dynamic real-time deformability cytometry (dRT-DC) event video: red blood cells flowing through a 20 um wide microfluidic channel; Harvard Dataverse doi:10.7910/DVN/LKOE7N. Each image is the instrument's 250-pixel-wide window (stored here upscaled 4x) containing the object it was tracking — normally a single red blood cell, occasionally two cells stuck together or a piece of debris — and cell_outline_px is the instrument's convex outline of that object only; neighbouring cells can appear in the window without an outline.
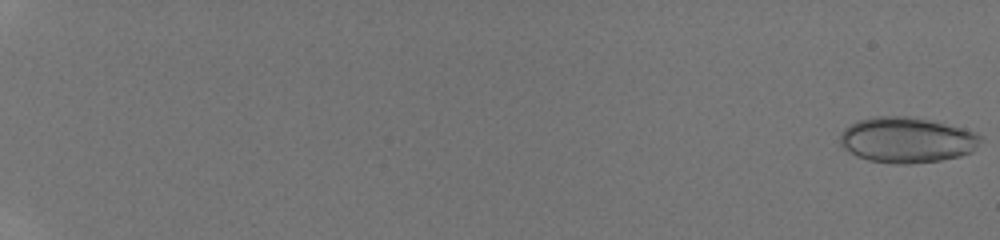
{"species": "human", "species_latin": "Homo sapiens", "temperature_condition": "room temperature", "stored_images_in_passage": 47, "camera_frame_rate_fps": 3000, "um_per_image_px": 0.085, "donor": {"sex": "male"}, "frame": {"image": 1, "passage_image": 1, "time_ms": 0.0, "image_size_px": [1000, 240], "cell_outline_px": [[984, 140], [972, 152], [960, 156], [940, 160], [908, 164], [896, 164], [868, 160], [856, 156], [844, 148], [840, 144], [840, 132], [844, 128], [856, 120], [872, 116], [904, 116], [928, 120], [964, 128], [984, 136]], "centroid_in_image_um": [77.09, 11.89], "position_along_channel_um": 7.9, "area_um2": 37.63}}
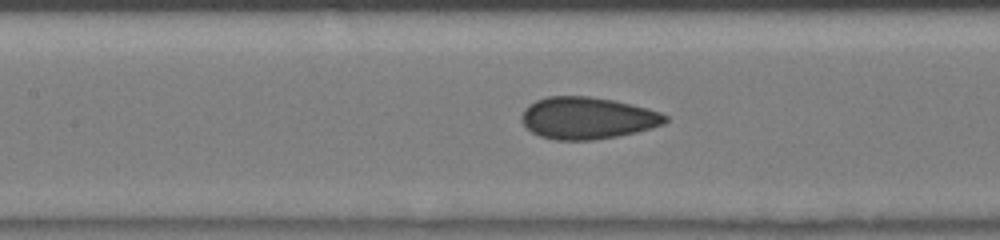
{"frame": {"image": 2, "passage_image": 26, "time_ms": 8.333, "image_size_px": [1000, 240], "cell_outline_px": [[668, 120], [664, 124], [652, 128], [636, 132], [616, 136], [592, 140], [552, 140], [540, 136], [532, 132], [520, 120], [520, 116], [524, 108], [528, 104], [536, 100], [548, 96], [588, 96], [612, 100], [648, 108], [660, 112], [668, 116]], "centroid_in_image_um": [49.91, 10.03], "position_along_channel_um": 157.5, "area_um2": 35.26}}
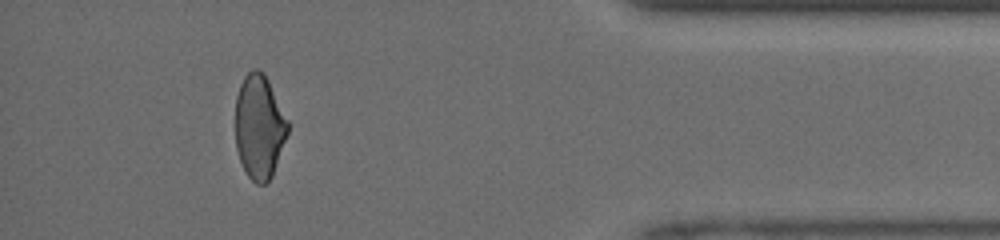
{"frame": {"image": 3, "passage_image": 44, "time_ms": 14.333, "image_size_px": [1000, 240], "cell_outline_px": [[288, 132], [272, 176], [264, 184], [256, 184], [248, 176], [240, 160], [236, 148], [236, 96], [240, 84], [244, 76], [252, 68], [256, 68], [264, 72], [288, 120]], "centroid_in_image_um": [22.03, 10.75], "position_along_channel_um": 413.2, "area_um2": 31.67}}